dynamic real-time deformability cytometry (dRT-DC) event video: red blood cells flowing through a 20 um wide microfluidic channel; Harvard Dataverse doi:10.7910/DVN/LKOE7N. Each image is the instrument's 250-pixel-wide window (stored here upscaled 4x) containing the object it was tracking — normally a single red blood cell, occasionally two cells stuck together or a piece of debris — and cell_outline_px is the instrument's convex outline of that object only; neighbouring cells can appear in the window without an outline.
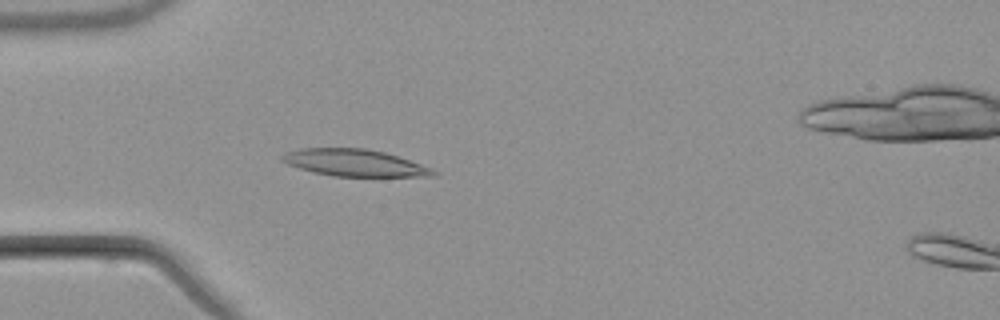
{"species": "common noctule bat (a hibernating species)", "species_latin": "Nyctalus noctula", "temperature_condition": "warm", "stored_images_in_passage": 6, "camera_frame_rate_fps": 3000, "um_per_image_px": 0.085, "animal": {"sex": "male", "body_mass_g": 21.5, "forearm_length_mm": 52.0}, "frame": {"image": 1, "passage_image": 5, "time_ms": 5.333, "image_size_px": [1000, 320], "cell_outline_px": [[440, 172], [436, 176], [332, 176], [312, 172], [288, 164], [280, 160], [280, 156], [284, 152], [300, 148], [364, 148], [384, 152], [432, 168]], "centroid_in_image_um": [30.1, 13.84], "position_along_channel_um": 54.9, "area_um2": 23.7}}